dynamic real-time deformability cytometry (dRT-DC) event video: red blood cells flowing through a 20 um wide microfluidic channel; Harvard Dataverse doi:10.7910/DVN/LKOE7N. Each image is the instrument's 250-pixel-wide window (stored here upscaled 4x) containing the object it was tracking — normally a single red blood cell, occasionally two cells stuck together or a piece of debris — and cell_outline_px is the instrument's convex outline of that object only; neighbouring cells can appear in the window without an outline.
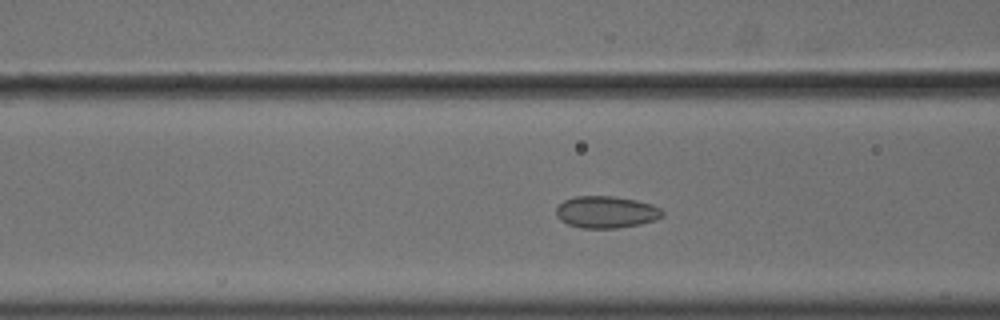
{"species": "common noctule bat (a hibernating species)", "species_latin": "Nyctalus noctula", "temperature_condition": "cold", "stored_images_in_passage": 53, "camera_frame_rate_fps": 3000, "um_per_image_px": 0.085, "animal": {"sex": "male", "body_mass_g": 18.8}, "frame": {"image": 1, "passage_image": 19, "time_ms": 6.0, "image_size_px": [1000, 320], "cell_outline_px": [[664, 216], [656, 220], [640, 224], [616, 228], [580, 228], [568, 224], [560, 220], [556, 216], [556, 208], [564, 200], [576, 196], [612, 196], [636, 200], [652, 204], [660, 208], [664, 212]], "centroid_in_image_um": [51.54, 18.03], "position_along_channel_um": 115.1, "area_um2": 19.88}}
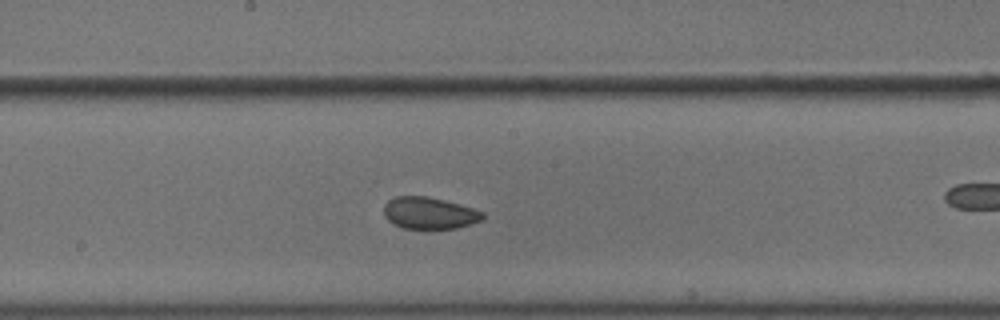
{"frame": {"image": 2, "passage_image": 27, "time_ms": 8.667, "image_size_px": [1000, 320], "cell_outline_px": [[484, 220], [456, 228], [404, 228], [392, 224], [384, 216], [384, 204], [388, 200], [396, 196], [428, 196], [444, 200], [472, 208], [484, 212]], "centroid_in_image_um": [36.48, 18.11], "position_along_channel_um": 211.7, "area_um2": 18.32}}
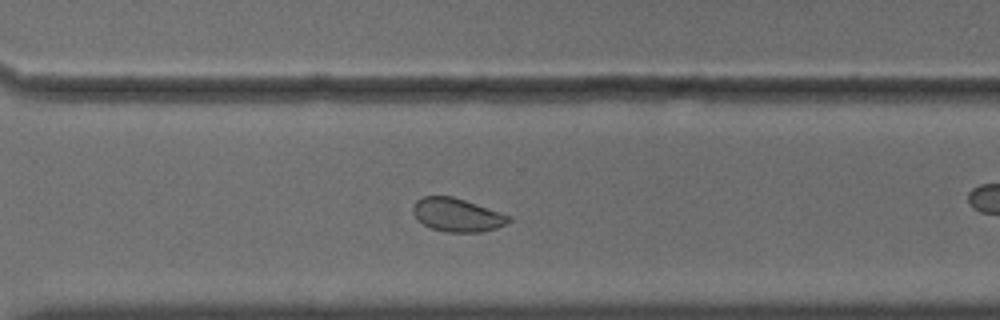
{"frame": {"image": 3, "passage_image": 37, "time_ms": 12.0, "image_size_px": [1000, 320], "cell_outline_px": [[512, 220], [508, 224], [496, 228], [480, 232], [444, 232], [432, 228], [424, 224], [412, 212], [412, 208], [416, 200], [424, 196], [452, 196], [512, 216]], "centroid_in_image_um": [38.88, 18.27], "position_along_channel_um": 331.7, "area_um2": 18.55}, "authors_computed_cell_mechanics": {"area_um2": 20.4034, "velocity_mm_per_s": 3.6096, "shape_relaxation_time_tau1_ms": null, "shape_relaxation_time_tau2_ms": 1.5343, "deformation_change_tau1": null, "deformation_change_tau2": 0.0605}}